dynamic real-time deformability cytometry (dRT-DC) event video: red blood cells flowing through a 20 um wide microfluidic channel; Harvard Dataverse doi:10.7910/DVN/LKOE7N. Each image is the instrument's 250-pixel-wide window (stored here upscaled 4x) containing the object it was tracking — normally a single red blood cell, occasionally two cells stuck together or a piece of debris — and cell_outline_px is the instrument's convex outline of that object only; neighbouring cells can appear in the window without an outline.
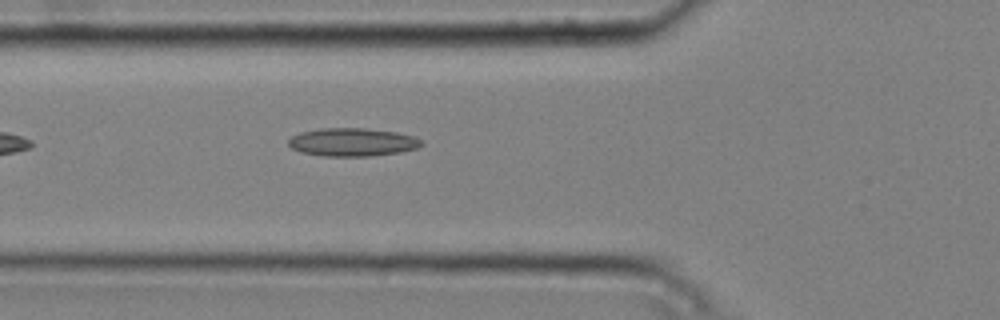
{"species": "common noctule bat (a hibernating species)", "species_latin": "Nyctalus noctula", "temperature_condition": "cold", "stored_images_in_passage": 6, "camera_frame_rate_fps": 3000, "um_per_image_px": 0.085, "animal": {"sex": "male", "body_mass_g": 20.4}, "frame": {"image": 1, "passage_image": 6, "time_ms": 1.667, "image_size_px": [1000, 320], "cell_outline_px": [[424, 144], [416, 148], [400, 152], [368, 156], [324, 156], [300, 152], [292, 148], [288, 144], [288, 140], [292, 136], [300, 132], [320, 128], [364, 128], [396, 132], [416, 136]], "centroid_in_image_um": [29.95, 12.08], "position_along_channel_um": 95.9, "area_um2": 21.85}}